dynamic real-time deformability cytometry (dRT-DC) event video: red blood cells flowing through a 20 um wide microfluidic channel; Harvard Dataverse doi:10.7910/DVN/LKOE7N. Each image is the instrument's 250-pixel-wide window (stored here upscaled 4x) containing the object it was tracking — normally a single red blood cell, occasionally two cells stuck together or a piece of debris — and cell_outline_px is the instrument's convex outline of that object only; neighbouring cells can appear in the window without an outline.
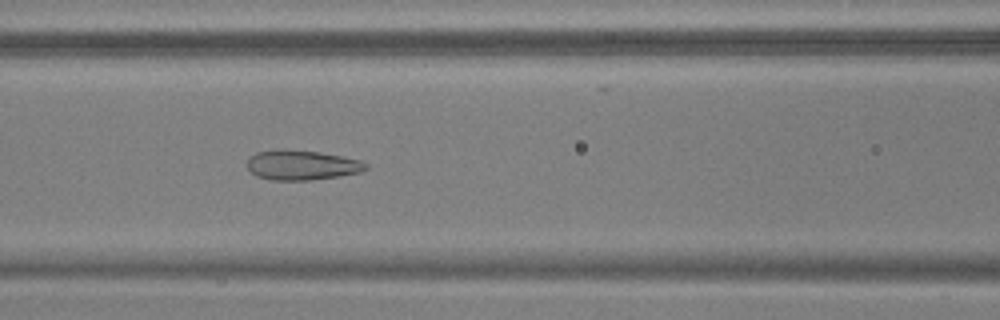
{"species": "common noctule bat (a hibernating species)", "species_latin": "Nyctalus noctula", "temperature_condition": "warm", "stored_images_in_passage": 54, "camera_frame_rate_fps": 3000, "um_per_image_px": 0.085, "animal": {"sex": "male", "body_mass_g": 17.9, "forearm_length_mm": 54.2}, "frame": {"image": 1, "passage_image": 24, "time_ms": 7.667, "image_size_px": [1000, 320], "cell_outline_px": [[368, 168], [360, 172], [340, 176], [312, 180], [268, 180], [256, 176], [248, 168], [248, 160], [256, 152], [284, 148], [320, 152], [360, 160], [368, 164]], "centroid_in_image_um": [25.65, 14.03], "position_along_channel_um": 140.9, "area_um2": 20.75}}
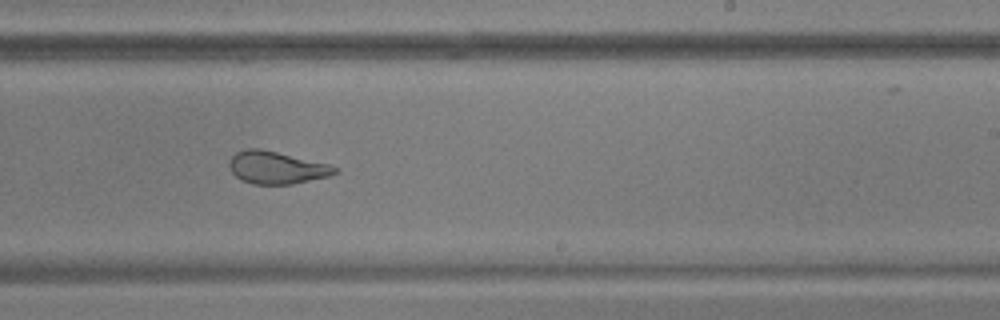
{"frame": {"image": 2, "passage_image": 34, "time_ms": 11.0, "image_size_px": [1000, 320], "cell_outline_px": [[340, 172], [328, 176], [292, 184], [252, 184], [240, 180], [232, 172], [228, 164], [232, 156], [236, 152], [248, 148], [260, 148], [328, 164], [340, 168]], "centroid_in_image_um": [23.5, 14.25], "position_along_channel_um": 265.5, "area_um2": 19.94}}
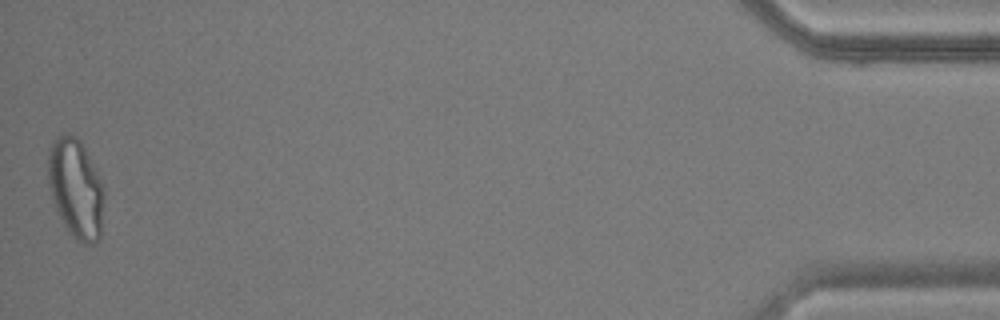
{"frame": {"image": 3, "passage_image": 54, "time_ms": 17.667, "image_size_px": [1000, 320], "cell_outline_px": [[104, 196], [100, 240], [92, 244], [84, 244], [76, 240], [72, 236], [64, 224], [52, 200], [48, 184], [48, 156], [52, 140], [56, 136], [76, 136], [80, 140], [100, 180], [104, 192]], "centroid_in_image_um": [6.43, 16.06], "position_along_channel_um": 428.8, "area_um2": 32.08}, "authors_computed_cell_mechanics": {"area_um2": 25.4031, "velocity_mm_per_s": 3.7474, "shape_relaxation_time_tau1_ms": null, "shape_relaxation_time_tau2_ms": 1.3921, "deformation_change_tau1": null, "deformation_change_tau2": 0.0921}}